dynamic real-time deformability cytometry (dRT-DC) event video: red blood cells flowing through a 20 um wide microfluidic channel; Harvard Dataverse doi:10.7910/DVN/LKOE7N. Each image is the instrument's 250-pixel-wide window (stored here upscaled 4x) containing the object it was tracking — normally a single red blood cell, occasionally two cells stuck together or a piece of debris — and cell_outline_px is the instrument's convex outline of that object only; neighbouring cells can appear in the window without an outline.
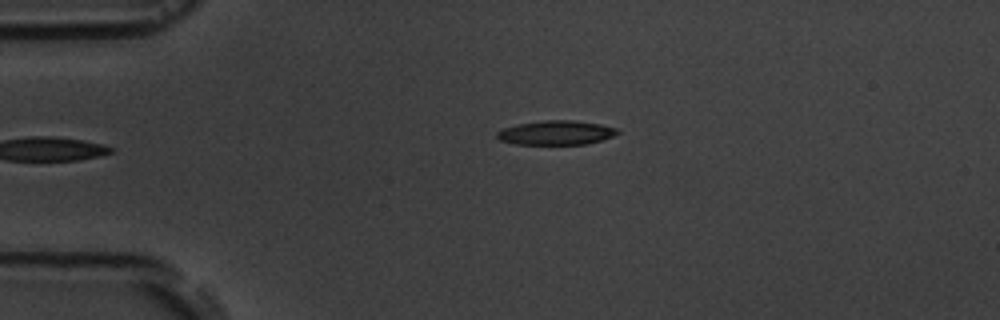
{"species": "common noctule bat (a hibernating species)", "species_latin": "Nyctalus noctula", "temperature_condition": "room temperature", "stored_images_in_passage": 2, "camera_frame_rate_fps": 3000, "um_per_image_px": 0.085, "animal": {"sex": "male", "body_mass_g": 19.5, "forearm_length_mm": 54.6}, "frame": {"image": 1, "passage_image": 2, "time_ms": 1.333, "image_size_px": [1000, 320], "cell_outline_px": [[620, 132], [612, 136], [600, 140], [584, 144], [516, 144], [500, 140], [496, 136], [496, 132], [504, 128], [516, 124], [544, 120], [576, 120], [600, 124], [616, 128]], "centroid_in_image_um": [47.24, 11.27], "position_along_channel_um": 37.8, "area_um2": 16.94}}